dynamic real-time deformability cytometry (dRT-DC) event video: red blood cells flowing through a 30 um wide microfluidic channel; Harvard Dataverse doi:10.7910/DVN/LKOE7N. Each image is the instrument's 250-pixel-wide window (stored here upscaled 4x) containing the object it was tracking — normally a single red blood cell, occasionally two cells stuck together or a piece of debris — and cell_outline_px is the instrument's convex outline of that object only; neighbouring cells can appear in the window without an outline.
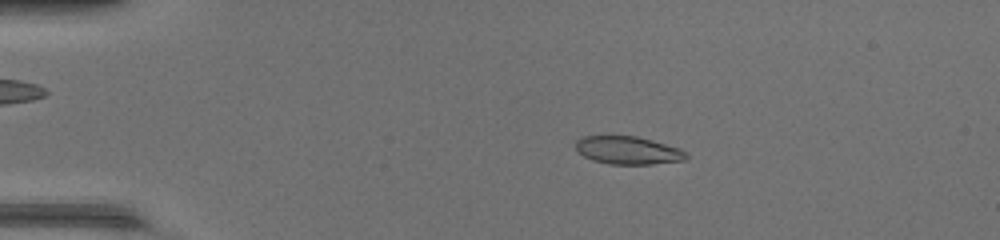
{"species": "common noctule bat (a hibernating species)", "species_latin": "Nyctalus noctula", "temperature_condition": "warm", "stored_images_in_passage": 49, "camera_frame_rate_fps": 3000, "um_per_image_px": 0.085, "animal": {"sex": "female", "body_mass_g": 17.0, "forearm_length_mm": 48.0}, "frame": {"image": 1, "passage_image": 11, "time_ms": 3.333, "image_size_px": [1000, 240], "cell_outline_px": [[688, 156], [684, 160], [652, 164], [608, 164], [592, 160], [584, 156], [576, 148], [576, 140], [584, 136], [636, 136], [680, 148], [688, 152]], "centroid_in_image_um": [53.4, 12.78], "position_along_channel_um": 31.6, "area_um2": 17.92}}
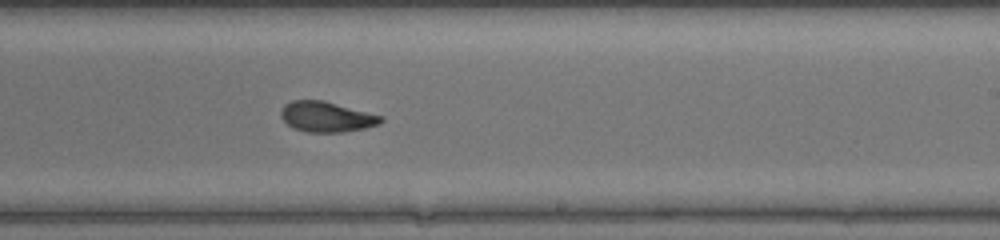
{"frame": {"image": 2, "passage_image": 31, "time_ms": 10.0, "image_size_px": [1000, 240], "cell_outline_px": [[384, 120], [380, 124], [364, 128], [344, 132], [308, 132], [292, 128], [280, 116], [280, 112], [284, 104], [292, 100], [324, 100], [384, 116]], "centroid_in_image_um": [27.77, 9.92], "position_along_channel_um": 261.2, "area_um2": 17.86}}
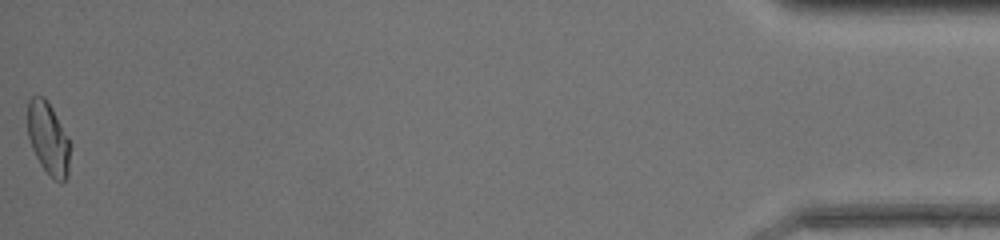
{"frame": {"image": 3, "passage_image": 49, "time_ms": 16.0, "image_size_px": [1000, 240], "cell_outline_px": [[68, 176], [60, 184], [40, 164], [32, 148], [28, 136], [28, 100], [32, 96], [44, 96], [52, 108], [68, 136]], "centroid_in_image_um": [4.08, 11.74], "position_along_channel_um": 431.1, "area_um2": 17.51}, "authors_computed_cell_mechanics": {"area_um2": 18.2648, "velocity_mm_per_s": 4.4243, "shape_relaxation_time_tau1_ms": 4.4513, "shape_relaxation_time_tau2_ms": 1.4665, "deformation_change_tau1": 0.1524, "deformation_change_tau2": 0.0623}}